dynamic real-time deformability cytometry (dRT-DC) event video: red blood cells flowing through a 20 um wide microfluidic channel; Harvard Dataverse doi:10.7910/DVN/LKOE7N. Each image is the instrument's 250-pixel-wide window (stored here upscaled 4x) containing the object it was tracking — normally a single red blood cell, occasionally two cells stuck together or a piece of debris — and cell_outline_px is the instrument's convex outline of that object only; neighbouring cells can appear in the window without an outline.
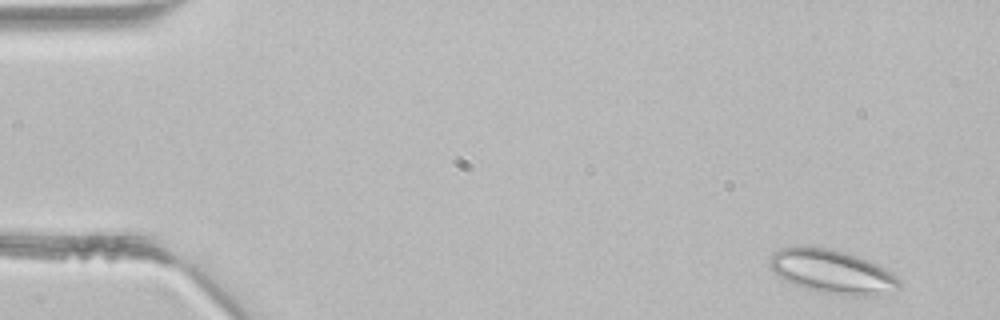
{"species": "common noctule bat (a hibernating species)", "species_latin": "Nyctalus noctula", "temperature_condition": "room temperature", "stored_images_in_passage": 5, "camera_frame_rate_fps": 3000, "um_per_image_px": 0.085, "animal": {"sex": "male", "body_mass_g": 21.5, "forearm_length_mm": 52.0}, "frame": {"image": 1, "passage_image": 1, "time_ms": 0.0, "image_size_px": [1000, 320], "cell_outline_px": [[904, 284], [900, 288], [888, 296], [844, 296], [820, 292], [792, 284], [784, 280], [772, 272], [768, 264], [768, 260], [772, 252], [780, 248], [804, 244], [832, 248], [868, 260], [892, 272]], "centroid_in_image_um": [70.75, 23.09], "position_along_channel_um": 14.3, "area_um2": 34.33}}